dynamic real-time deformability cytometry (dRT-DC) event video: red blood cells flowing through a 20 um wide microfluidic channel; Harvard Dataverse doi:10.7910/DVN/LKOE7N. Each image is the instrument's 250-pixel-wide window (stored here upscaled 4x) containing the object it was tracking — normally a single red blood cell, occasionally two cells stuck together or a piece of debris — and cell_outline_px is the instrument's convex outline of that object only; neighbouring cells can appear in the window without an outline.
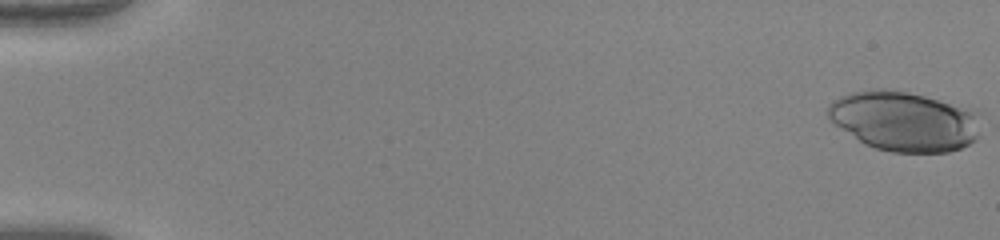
{"species": "human", "species_latin": "Homo sapiens", "temperature_condition": "warm", "stored_images_in_passage": 51, "camera_frame_rate_fps": 3000, "um_per_image_px": 0.085, "donor": {"sex": "female"}, "frame": {"image": 1, "passage_image": 1, "time_ms": 0.0, "image_size_px": [1000, 240], "cell_outline_px": [[984, 116], [980, 136], [976, 140], [960, 148], [948, 152], [892, 152], [876, 148], [864, 144], [832, 124], [828, 120], [828, 104], [832, 100], [840, 96], [852, 92], [868, 88], [884, 88], [908, 92], [976, 108], [984, 112]], "centroid_in_image_um": [76.94, 10.28], "position_along_channel_um": 8.1, "area_um2": 54.85}}
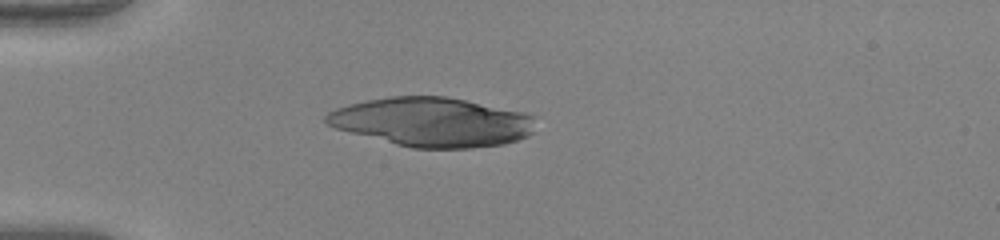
{"frame": {"image": 2, "passage_image": 15, "time_ms": 4.667, "image_size_px": [1000, 240], "cell_outline_px": [[536, 116], [532, 132], [528, 136], [504, 144], [472, 148], [412, 148], [396, 144], [336, 128], [328, 124], [324, 120], [324, 116], [328, 112], [336, 108], [348, 104], [388, 96], [448, 96], [524, 112]], "centroid_in_image_um": [36.76, 10.36], "position_along_channel_um": 48.2, "area_um2": 59.94}}